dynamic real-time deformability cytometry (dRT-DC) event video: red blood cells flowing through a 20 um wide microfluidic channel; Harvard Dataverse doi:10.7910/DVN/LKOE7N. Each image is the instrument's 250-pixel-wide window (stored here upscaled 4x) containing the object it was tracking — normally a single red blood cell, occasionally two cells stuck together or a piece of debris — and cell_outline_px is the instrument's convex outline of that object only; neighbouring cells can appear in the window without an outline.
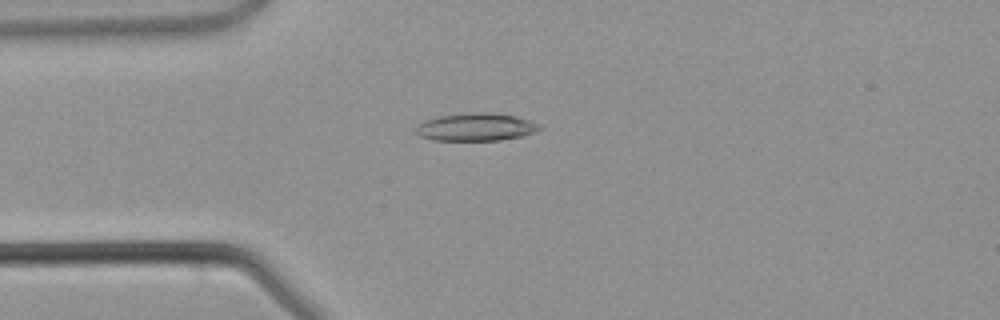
{"species": "common noctule bat (a hibernating species)", "species_latin": "Nyctalus noctula", "temperature_condition": "warm", "stored_images_in_passage": 3, "camera_frame_rate_fps": 3000, "um_per_image_px": 0.085, "animal": {"sex": "male", "body_mass_g": 21.5, "forearm_length_mm": 52.0}, "frame": {"image": 1, "passage_image": 3, "time_ms": 2.333, "image_size_px": [1000, 320], "cell_outline_px": [[540, 128], [532, 132], [520, 136], [500, 140], [432, 140], [420, 136], [416, 132], [416, 128], [424, 120], [436, 116], [476, 112], [488, 112], [516, 116], [540, 124]], "centroid_in_image_um": [40.41, 10.79], "position_along_channel_um": 44.6, "area_um2": 19.77}}